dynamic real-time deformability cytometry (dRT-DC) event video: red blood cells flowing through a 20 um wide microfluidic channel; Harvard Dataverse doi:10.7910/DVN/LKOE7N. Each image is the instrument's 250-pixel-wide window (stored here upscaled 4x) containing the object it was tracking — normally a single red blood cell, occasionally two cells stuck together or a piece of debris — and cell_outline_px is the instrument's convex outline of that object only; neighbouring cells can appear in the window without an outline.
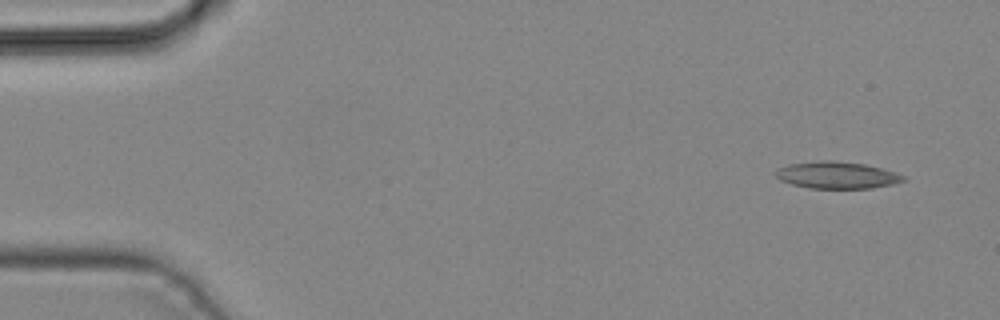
{"species": "common noctule bat (a hibernating species)", "species_latin": "Nyctalus noctula", "temperature_condition": "cold", "stored_images_in_passage": 4, "camera_frame_rate_fps": 3000, "um_per_image_px": 0.085, "animal": {"sex": "male", "body_mass_g": 19.2, "forearm_length_mm": 51.8}, "frame": {"image": 1, "passage_image": 1, "time_ms": 0.0, "image_size_px": [1000, 320], "cell_outline_px": [[904, 180], [892, 184], [872, 188], [808, 188], [792, 184], [780, 180], [776, 176], [776, 172], [780, 168], [788, 164], [824, 160], [832, 160], [864, 164], [896, 172], [904, 176]], "centroid_in_image_um": [71.13, 14.88], "position_along_channel_um": 13.9, "area_um2": 19.77}}
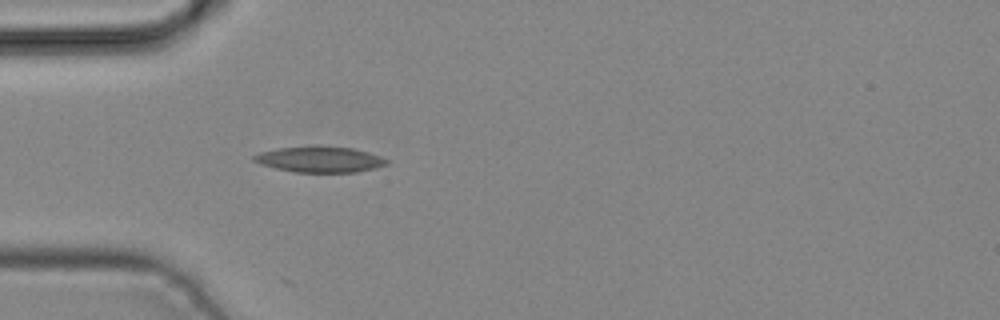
{"frame": {"image": 2, "passage_image": 4, "time_ms": 1.0, "image_size_px": [1000, 320], "cell_outline_px": [[388, 164], [376, 168], [356, 172], [296, 172], [276, 168], [260, 164], [252, 160], [252, 156], [260, 152], [276, 148], [316, 144], [352, 148], [368, 152], [380, 156], [388, 160]], "centroid_in_image_um": [27.16, 13.52], "position_along_channel_um": 57.8, "area_um2": 20.4}}